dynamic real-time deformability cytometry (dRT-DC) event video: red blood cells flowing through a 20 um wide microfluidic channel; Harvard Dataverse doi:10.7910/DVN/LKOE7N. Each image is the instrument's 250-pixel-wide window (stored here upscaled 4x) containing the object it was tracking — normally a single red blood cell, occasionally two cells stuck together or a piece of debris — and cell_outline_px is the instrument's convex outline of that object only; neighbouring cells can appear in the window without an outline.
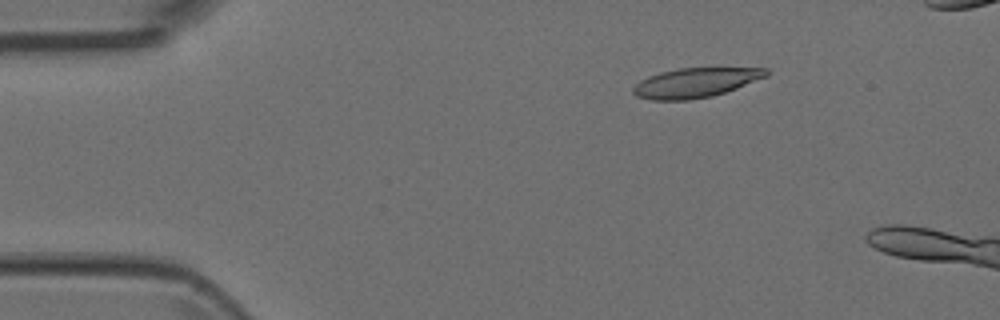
{"species": "Egyptian fruit bat (a non-hibernating species)", "species_latin": "Rousettus aegyptiacus", "temperature_condition": "room temperature", "stored_images_in_passage": 5, "camera_frame_rate_fps": 3000, "um_per_image_px": 0.085, "animal": {"sex": "female"}, "frame": {"image": 1, "passage_image": 3, "time_ms": 0.667, "image_size_px": [1000, 320], "cell_outline_px": [[768, 76], [736, 88], [712, 96], [688, 100], [652, 100], [636, 96], [632, 92], [632, 88], [640, 80], [648, 76], [660, 72], [676, 68], [768, 68]], "centroid_in_image_um": [59.08, 7.02], "position_along_channel_um": 25.9, "area_um2": 22.89}}